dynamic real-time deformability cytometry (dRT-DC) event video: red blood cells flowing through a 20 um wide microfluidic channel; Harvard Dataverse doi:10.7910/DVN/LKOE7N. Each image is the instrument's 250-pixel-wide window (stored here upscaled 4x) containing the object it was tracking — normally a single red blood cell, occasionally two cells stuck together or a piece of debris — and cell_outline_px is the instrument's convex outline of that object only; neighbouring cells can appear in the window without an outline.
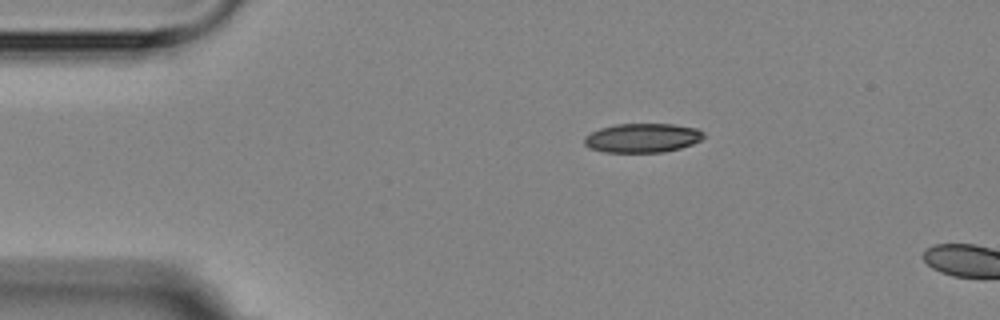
{"species": "Egyptian fruit bat (a non-hibernating species)", "species_latin": "Rousettus aegyptiacus", "temperature_condition": "room temperature", "stored_images_in_passage": 2, "camera_frame_rate_fps": 3000, "um_per_image_px": 0.085, "animal": {"sex": "female"}, "frame": {"image": 1, "passage_image": 1, "time_ms": 0.0, "image_size_px": [1000, 320], "cell_outline_px": [[704, 136], [700, 140], [692, 144], [680, 148], [664, 152], [604, 152], [588, 148], [584, 144], [584, 136], [600, 128], [616, 124], [672, 124], [696, 128], [704, 132]], "centroid_in_image_um": [54.58, 11.72], "position_along_channel_um": 30.4, "area_um2": 20.29}}